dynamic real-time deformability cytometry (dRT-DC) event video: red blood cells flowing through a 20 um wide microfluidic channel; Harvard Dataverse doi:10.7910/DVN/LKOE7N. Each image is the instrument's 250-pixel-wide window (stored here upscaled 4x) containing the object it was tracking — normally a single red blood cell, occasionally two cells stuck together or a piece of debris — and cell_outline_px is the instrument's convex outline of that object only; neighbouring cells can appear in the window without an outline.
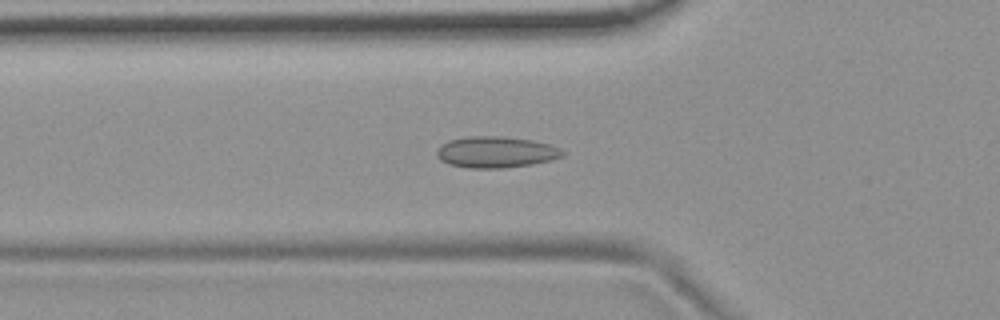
{"species": "common noctule bat (a hibernating species)", "species_latin": "Nyctalus noctula", "temperature_condition": "room temperature", "stored_images_in_passage": 54, "camera_frame_rate_fps": 3000, "um_per_image_px": 0.085, "animal": {"sex": "female", "body_mass_g": 19.9}, "frame": {"image": 1, "passage_image": 18, "time_ms": 5.667, "image_size_px": [1000, 320], "cell_outline_px": [[568, 152], [564, 156], [552, 160], [532, 164], [504, 168], [468, 168], [448, 164], [440, 160], [436, 156], [436, 152], [440, 144], [448, 140], [468, 136], [504, 136], [532, 140], [548, 144], [560, 148]], "centroid_in_image_um": [42.15, 12.93], "position_along_channel_um": 83.6, "area_um2": 23.29}}
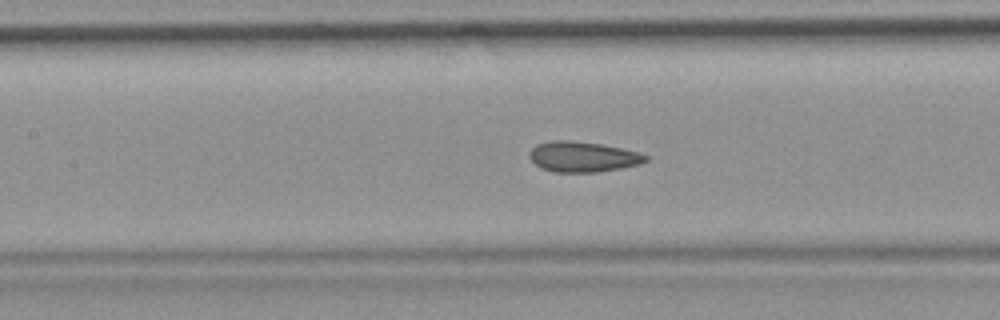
{"frame": {"image": 2, "passage_image": 24, "time_ms": 7.667, "image_size_px": [1000, 320], "cell_outline_px": [[652, 156], [648, 160], [640, 164], [620, 168], [596, 172], [556, 172], [540, 168], [528, 156], [528, 152], [536, 144], [552, 140], [572, 140], [600, 144], [640, 152]], "centroid_in_image_um": [49.55, 13.32], "position_along_channel_um": 157.8, "area_um2": 20.75}}
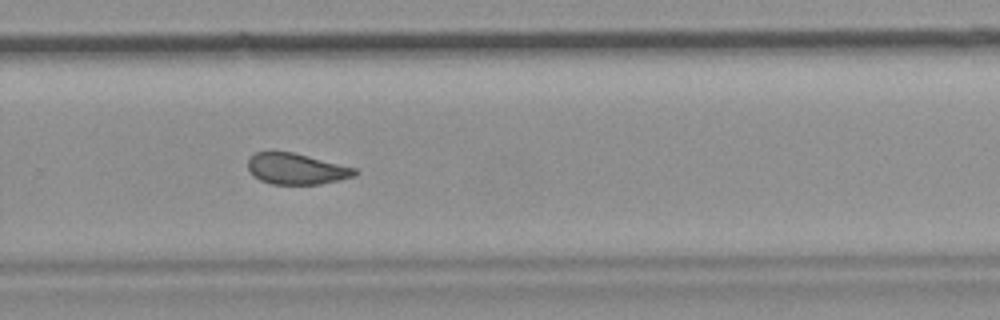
{"frame": {"image": 3, "passage_image": 36, "time_ms": 11.667, "image_size_px": [1000, 320], "cell_outline_px": [[360, 172], [356, 176], [340, 180], [320, 184], [272, 184], [260, 180], [252, 176], [248, 168], [248, 160], [256, 152], [292, 152], [356, 168]], "centroid_in_image_um": [25.21, 14.37], "position_along_channel_um": 304.6, "area_um2": 19.31}, "authors_computed_cell_mechanics": {"area_um2": 20.7791, "velocity_mm_per_s": 3.6841, "shape_relaxation_time_tau1_ms": null, "shape_relaxation_time_tau2_ms": 1.9385, "deformation_change_tau1": null, "deformation_change_tau2": 0.0594}}